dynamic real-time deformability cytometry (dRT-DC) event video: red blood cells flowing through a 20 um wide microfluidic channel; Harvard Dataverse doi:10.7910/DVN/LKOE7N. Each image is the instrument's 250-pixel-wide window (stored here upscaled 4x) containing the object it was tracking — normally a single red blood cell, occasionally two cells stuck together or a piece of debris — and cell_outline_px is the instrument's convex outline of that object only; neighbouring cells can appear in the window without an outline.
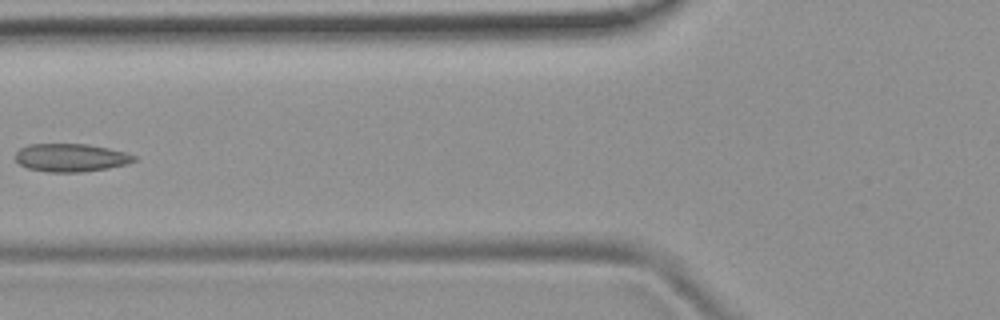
{"species": "common noctule bat (a hibernating species)", "species_latin": "Nyctalus noctula", "temperature_condition": "room temperature", "stored_images_in_passage": 7, "camera_frame_rate_fps": 3000, "um_per_image_px": 0.085, "animal": {"sex": "female", "body_mass_g": 19.9}, "frame": {"image": 1, "passage_image": 6, "time_ms": 6.0, "image_size_px": [1000, 320], "cell_outline_px": [[136, 160], [128, 164], [108, 168], [84, 172], [48, 172], [28, 168], [20, 164], [16, 160], [16, 152], [20, 148], [28, 144], [88, 144], [108, 148], [124, 152], [136, 156]], "centroid_in_image_um": [6.03, 13.4], "position_along_channel_um": 119.8, "area_um2": 19.42}}
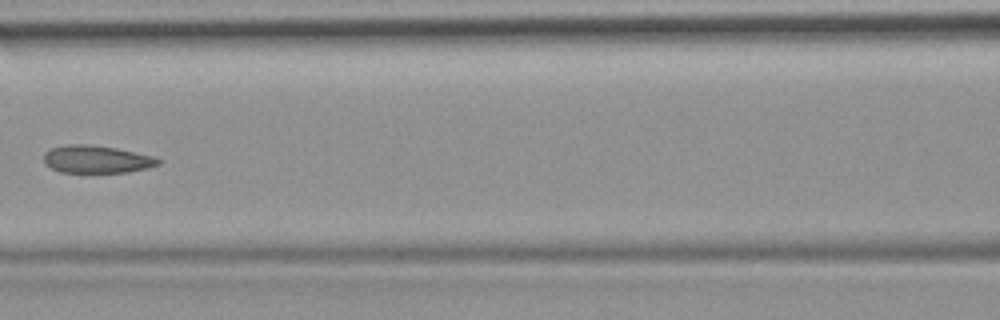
{"frame": {"image": 2, "passage_image": 7, "time_ms": 7.0, "image_size_px": [1000, 320], "cell_outline_px": [[160, 164], [148, 168], [128, 172], [60, 172], [44, 164], [44, 152], [52, 148], [64, 144], [88, 144], [116, 148], [152, 156], [160, 160]], "centroid_in_image_um": [8.18, 13.53], "position_along_channel_um": 158.4, "area_um2": 18.38}}